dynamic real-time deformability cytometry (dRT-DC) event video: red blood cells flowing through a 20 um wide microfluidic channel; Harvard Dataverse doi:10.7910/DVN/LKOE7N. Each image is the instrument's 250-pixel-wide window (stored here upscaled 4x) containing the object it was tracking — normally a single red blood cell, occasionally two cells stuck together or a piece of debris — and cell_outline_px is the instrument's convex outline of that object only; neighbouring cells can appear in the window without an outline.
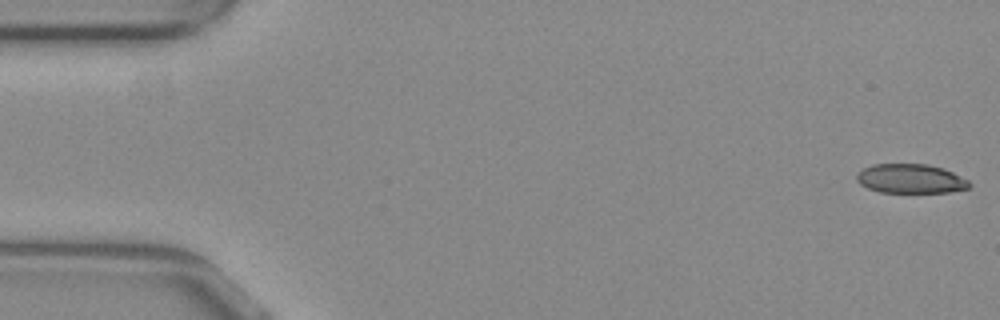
{"species": "common noctule bat (a hibernating species)", "species_latin": "Nyctalus noctula", "temperature_condition": "warm", "stored_images_in_passage": 7, "camera_frame_rate_fps": 3000, "um_per_image_px": 0.085, "animal": {"sex": "female", "body_mass_g": 29.2, "forearm_length_mm": 56.3}, "frame": {"image": 1, "passage_image": 1, "time_ms": 0.0, "image_size_px": [1000, 320], "cell_outline_px": [[972, 184], [968, 188], [948, 192], [880, 192], [868, 188], [860, 184], [856, 180], [856, 172], [872, 164], [928, 164], [944, 168], [968, 180]], "centroid_in_image_um": [77.38, 15.18], "position_along_channel_um": 7.6, "area_um2": 19.25}}